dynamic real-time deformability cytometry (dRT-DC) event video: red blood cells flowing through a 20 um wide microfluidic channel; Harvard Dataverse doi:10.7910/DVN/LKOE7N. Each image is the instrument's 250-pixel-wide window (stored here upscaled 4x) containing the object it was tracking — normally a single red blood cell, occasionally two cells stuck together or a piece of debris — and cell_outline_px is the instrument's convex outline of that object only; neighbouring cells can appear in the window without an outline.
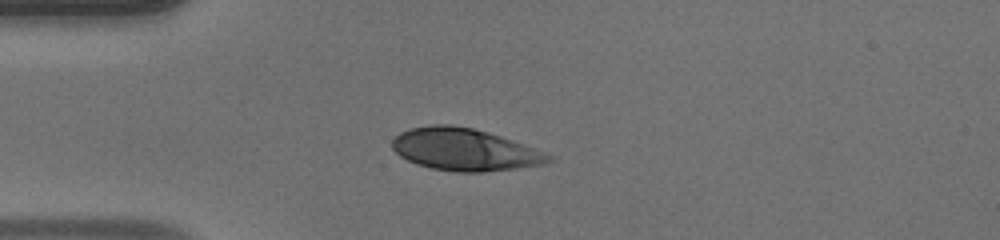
{"species": "human", "species_latin": "Homo sapiens", "temperature_condition": "warm", "stored_images_in_passage": 37, "camera_frame_rate_fps": 3000, "um_per_image_px": 0.085, "donor": {"sex": "male"}, "frame": {"image": 1, "passage_image": 1, "time_ms": 0.0, "image_size_px": [1000, 240], "cell_outline_px": [[552, 160], [544, 164], [516, 168], [480, 172], [456, 172], [432, 168], [416, 164], [400, 156], [392, 148], [392, 140], [400, 132], [408, 128], [432, 124], [448, 124], [472, 128], [488, 132], [500, 136], [544, 152], [552, 156]], "centroid_in_image_um": [39.44, 12.71], "position_along_channel_um": 45.6, "area_um2": 38.21}}
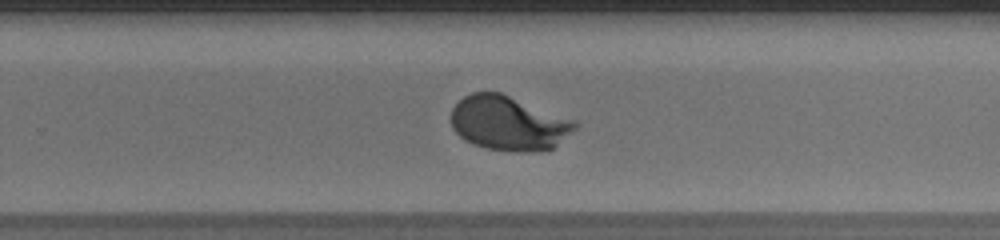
{"frame": {"image": 2, "passage_image": 20, "time_ms": 6.333, "image_size_px": [1000, 240], "cell_outline_px": [[580, 124], [576, 128], [552, 148], [540, 152], [516, 152], [484, 148], [472, 144], [464, 140], [452, 128], [452, 108], [464, 96], [472, 92], [500, 92], [576, 120]], "centroid_in_image_um": [43.24, 10.48], "position_along_channel_um": 286.6, "area_um2": 39.48}}
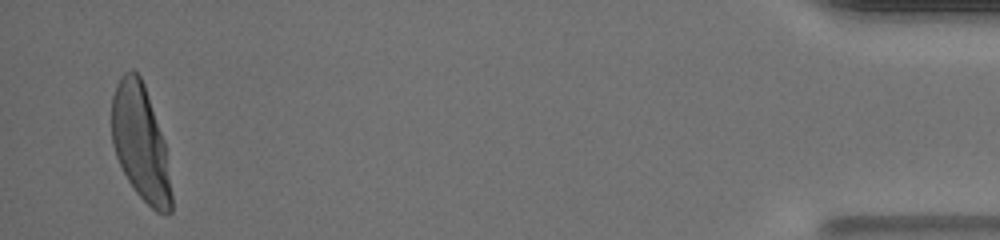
{"frame": {"image": 3, "passage_image": 36, "time_ms": 11.667, "image_size_px": [1000, 240], "cell_outline_px": [[172, 212], [168, 216], [156, 212], [136, 192], [128, 180], [116, 156], [112, 144], [112, 96], [116, 84], [120, 76], [124, 72], [132, 68], [140, 76], [144, 84], [164, 140], [172, 196]], "centroid_in_image_um": [11.94, 12.14], "position_along_channel_um": 423.3, "area_um2": 40.11}, "authors_computed_cell_mechanics": {"area_um2": 39.3618, "velocity_mm_per_s": 4.1092, "shape_relaxation_time_tau1_ms": 2.7495, "shape_relaxation_time_tau2_ms": null, "deformation_change_tau1": 0.1982, "deformation_change_tau2": null}}